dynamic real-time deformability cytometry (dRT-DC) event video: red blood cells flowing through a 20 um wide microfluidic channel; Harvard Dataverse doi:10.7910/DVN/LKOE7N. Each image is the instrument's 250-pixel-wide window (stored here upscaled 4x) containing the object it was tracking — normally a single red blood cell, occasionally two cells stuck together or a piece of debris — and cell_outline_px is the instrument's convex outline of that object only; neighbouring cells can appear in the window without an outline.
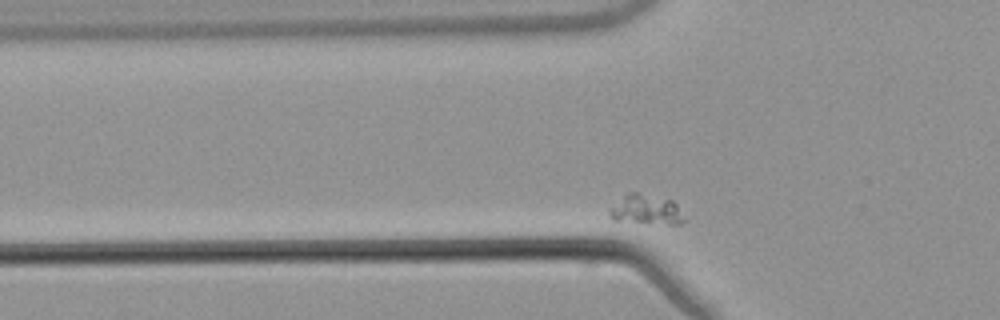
{"species": "common noctule bat (a hibernating species)", "species_latin": "Nyctalus noctula", "temperature_condition": "warm", "stored_images_in_passage": 42, "camera_frame_rate_fps": 3000, "um_per_image_px": 0.085, "animal": {"sex": "male", "body_mass_g": 21.5, "forearm_length_mm": 52.0}, "frame": {"image": 1, "passage_image": 12, "time_ms": 3.667, "image_size_px": [1000, 320], "cell_outline_px": [[688, 220], [680, 224], [668, 224], [612, 220], [608, 212], [628, 192], [636, 192], [672, 200], [676, 204]], "centroid_in_image_um": [54.99, 17.84], "position_along_channel_um": 70.8, "area_um2": 12.83}}
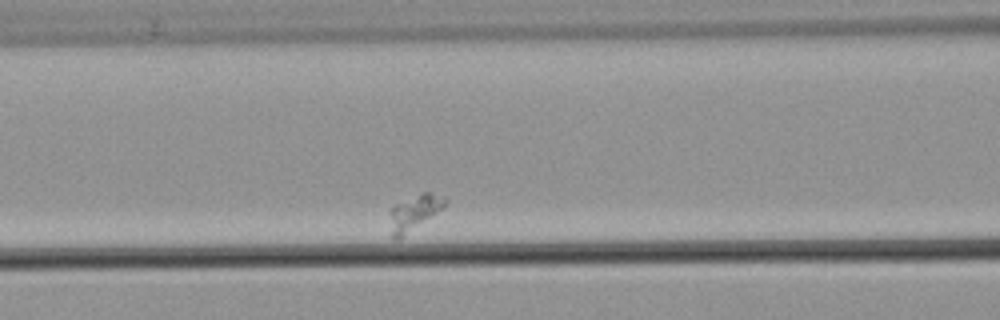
{"frame": {"image": 2, "passage_image": 18, "time_ms": 5.667, "image_size_px": [1000, 320], "cell_outline_px": [[448, 200], [444, 208], [400, 240], [392, 240], [388, 212], [396, 204], [420, 192], [432, 192]], "centroid_in_image_um": [35.19, 18.11], "position_along_channel_um": 131.4, "area_um2": 11.85}}
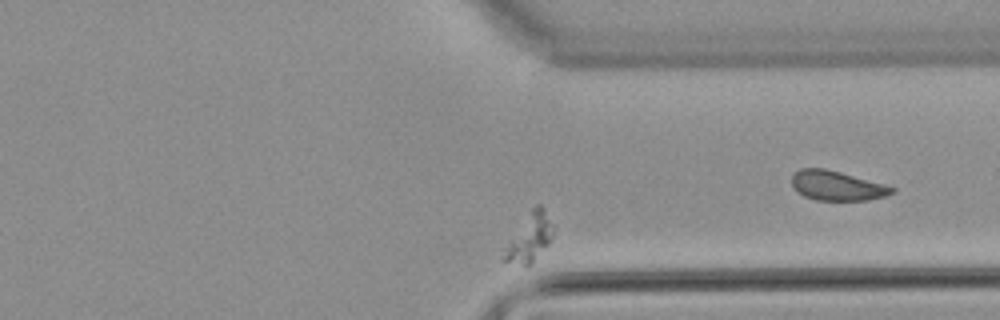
{"frame": {"image": 3, "passage_image": 40, "time_ms": 13.0, "image_size_px": [1000, 320], "cell_outline_px": [[552, 236], [548, 244], [528, 264], [520, 264], [504, 260], [500, 256], [504, 248], [532, 208], [536, 204], [540, 204], [544, 208], [552, 232]], "centroid_in_image_um": [44.96, 20.2], "position_along_channel_um": 366.4, "area_um2": 12.72}}